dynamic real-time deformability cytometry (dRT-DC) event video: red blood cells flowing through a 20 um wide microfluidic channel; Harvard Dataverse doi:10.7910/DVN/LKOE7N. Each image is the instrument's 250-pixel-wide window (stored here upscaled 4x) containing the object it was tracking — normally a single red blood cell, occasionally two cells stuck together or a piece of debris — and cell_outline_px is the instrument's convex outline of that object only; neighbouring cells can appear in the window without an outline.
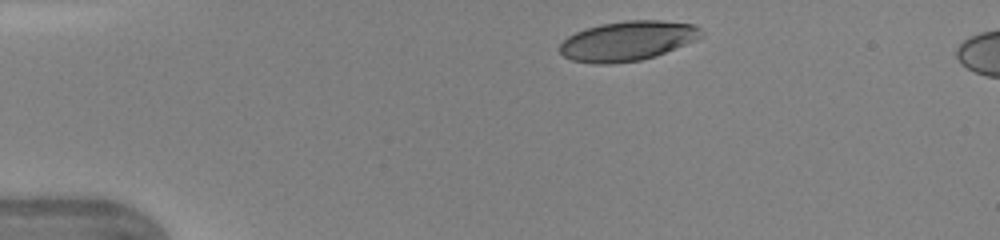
{"species": "human", "species_latin": "Homo sapiens", "temperature_condition": "warm", "stored_images_in_passage": 38, "camera_frame_rate_fps": 3000, "um_per_image_px": 0.085, "donor": {"sex": "female"}, "frame": {"image": 1, "passage_image": 1, "time_ms": 0.0, "image_size_px": [1000, 240], "cell_outline_px": [[704, 36], [696, 40], [656, 56], [640, 60], [608, 64], [596, 64], [572, 60], [564, 56], [560, 52], [560, 44], [568, 36], [576, 32], [600, 24], [628, 20], [660, 20], [692, 24], [700, 28], [704, 32]], "centroid_in_image_um": [53.37, 3.47], "position_along_channel_um": 31.6, "area_um2": 32.66}}
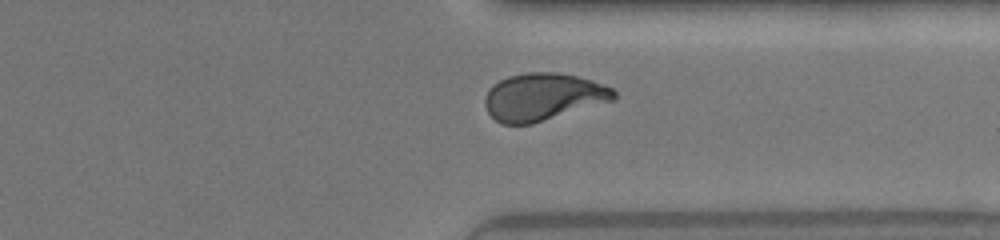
{"frame": {"image": 2, "passage_image": 28, "time_ms": 9.0, "image_size_px": [1000, 240], "cell_outline_px": [[616, 100], [532, 124], [504, 124], [496, 120], [488, 112], [484, 104], [484, 100], [492, 84], [508, 76], [528, 72], [556, 72], [576, 76], [592, 80], [612, 88], [616, 92]], "centroid_in_image_um": [46.18, 8.23], "position_along_channel_um": 365.2, "area_um2": 35.66}}
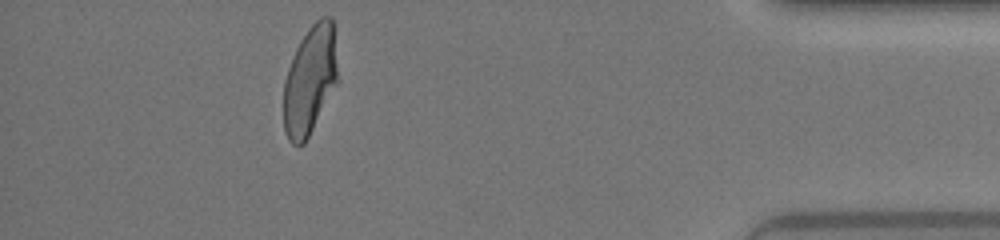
{"frame": {"image": 3, "passage_image": 34, "time_ms": 11.0, "image_size_px": [1000, 240], "cell_outline_px": [[336, 84], [304, 144], [292, 144], [288, 140], [284, 132], [284, 80], [288, 68], [296, 48], [300, 40], [308, 28], [320, 16], [332, 16], [336, 68]], "centroid_in_image_um": [26.31, 6.81], "position_along_channel_um": 408.9, "area_um2": 33.64}, "authors_computed_cell_mechanics": {"area_um2": 35.2291, "velocity_mm_per_s": 4.3758, "shape_relaxation_time_tau1_ms": 5.5485, "shape_relaxation_time_tau2_ms": 0.9448, "deformation_change_tau1": 0.2217, "deformation_change_tau2": 0.0755}}